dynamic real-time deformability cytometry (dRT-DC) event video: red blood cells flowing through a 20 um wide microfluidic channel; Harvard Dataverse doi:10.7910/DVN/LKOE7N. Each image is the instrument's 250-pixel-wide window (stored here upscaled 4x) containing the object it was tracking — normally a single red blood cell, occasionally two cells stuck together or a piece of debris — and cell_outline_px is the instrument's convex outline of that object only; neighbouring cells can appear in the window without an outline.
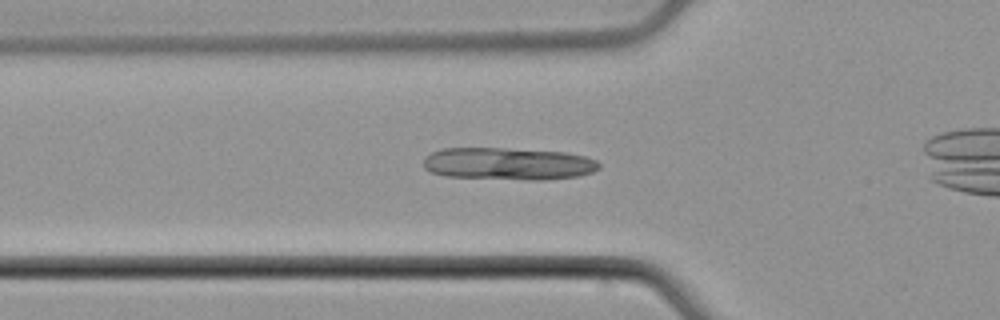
{"species": "common noctule bat (a hibernating species)", "species_latin": "Nyctalus noctula", "temperature_condition": "cold", "stored_images_in_passage": 15, "camera_frame_rate_fps": 3000, "um_per_image_px": 0.085, "animal": {"sex": "male", "body_mass_g": 21.5, "forearm_length_mm": 52.0}, "frame": {"image": 1, "passage_image": 10, "time_ms": 3.0, "image_size_px": [1000, 320], "cell_outline_px": [[600, 168], [592, 172], [580, 176], [544, 180], [524, 180], [444, 176], [432, 172], [424, 168], [424, 160], [432, 152], [440, 148], [504, 148], [564, 152], [584, 156], [596, 160], [600, 164]], "centroid_in_image_um": [43.22, 13.92], "position_along_channel_um": 82.6, "area_um2": 33.23}}
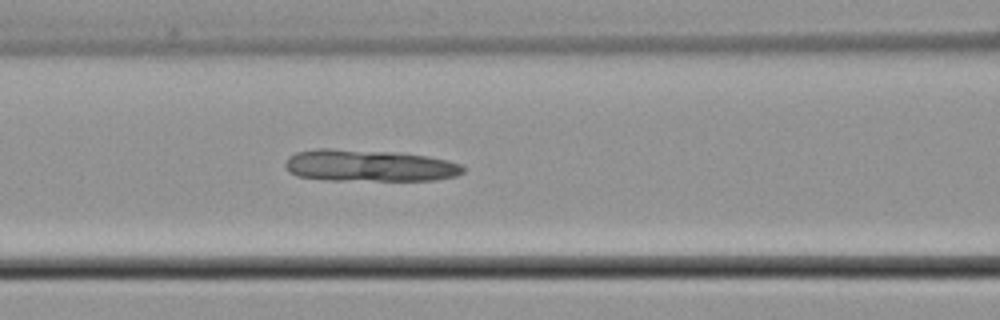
{"frame": {"image": 2, "passage_image": 14, "time_ms": 4.333, "image_size_px": [1000, 320], "cell_outline_px": [[464, 172], [456, 176], [436, 180], [328, 180], [296, 176], [288, 172], [284, 164], [288, 156], [296, 152], [316, 148], [332, 148], [400, 152], [428, 156], [460, 164], [464, 168]], "centroid_in_image_um": [31.33, 14.07], "position_along_channel_um": 135.3, "area_um2": 33.35}}